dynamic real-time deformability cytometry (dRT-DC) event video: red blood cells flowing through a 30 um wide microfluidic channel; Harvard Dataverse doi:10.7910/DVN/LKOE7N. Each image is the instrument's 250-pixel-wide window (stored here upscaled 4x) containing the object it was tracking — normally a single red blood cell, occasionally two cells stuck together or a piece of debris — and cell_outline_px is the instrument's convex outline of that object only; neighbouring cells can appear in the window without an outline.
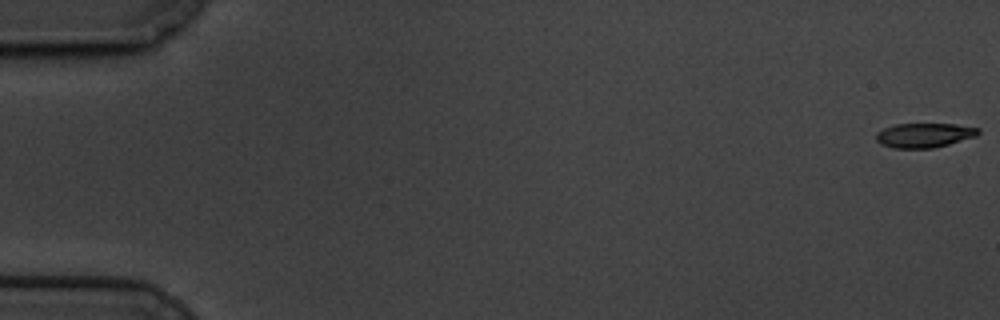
{"species": "common noctule bat (a hibernating species)", "species_latin": "Nyctalus noctula", "temperature_condition": "cold", "stored_images_in_passage": 58, "camera_frame_rate_fps": 3000, "um_per_image_px": 0.085, "animal": {"sex": "male", "body_mass_g": 19.5, "forearm_length_mm": 54.6}, "frame": {"image": 1, "passage_image": 1, "time_ms": 0.0, "image_size_px": [1000, 320], "cell_outline_px": [[980, 132], [976, 136], [936, 148], [892, 148], [880, 144], [876, 140], [876, 132], [884, 128], [896, 124], [956, 124], [980, 128]], "centroid_in_image_um": [78.56, 11.5], "position_along_channel_um": 6.4, "area_um2": 14.68}}
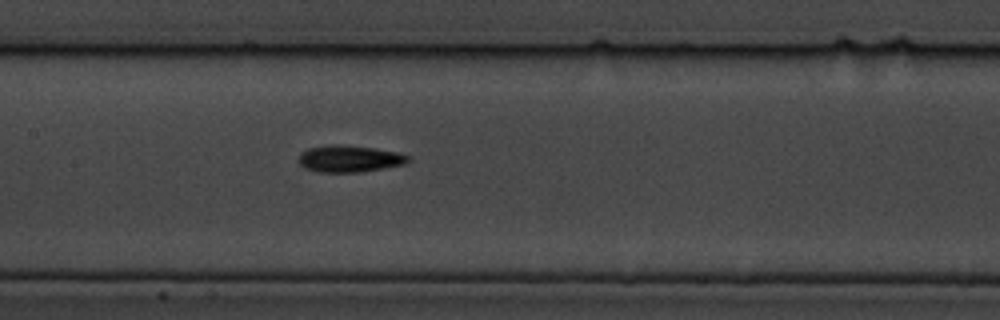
{"frame": {"image": 2, "passage_image": 30, "time_ms": 9.667, "image_size_px": [1000, 320], "cell_outline_px": [[412, 160], [404, 164], [384, 168], [360, 172], [316, 172], [304, 168], [296, 160], [300, 152], [308, 148], [332, 144], [340, 144], [376, 148], [400, 152], [408, 156]], "centroid_in_image_um": [29.68, 13.48], "position_along_channel_um": 177.7, "area_um2": 17.46}}
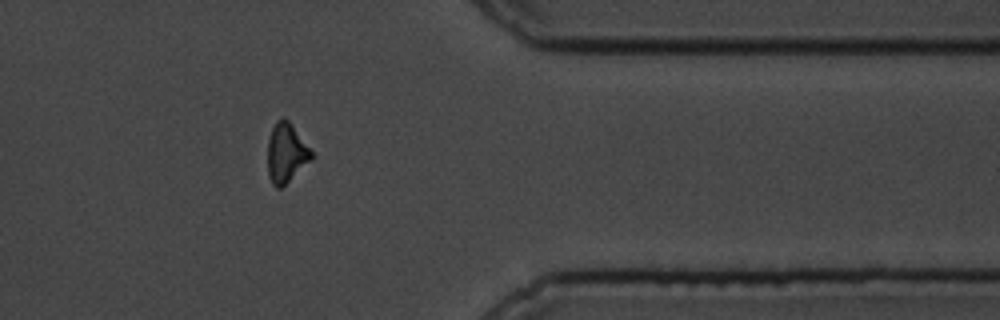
{"frame": {"image": 3, "passage_image": 50, "time_ms": 16.333, "image_size_px": [1000, 320], "cell_outline_px": [[316, 156], [312, 160], [280, 188], [276, 188], [272, 184], [268, 176], [268, 140], [272, 128], [276, 120], [288, 120]], "centroid_in_image_um": [24.34, 13.03], "position_along_channel_um": 387.1, "area_um2": 15.03}}